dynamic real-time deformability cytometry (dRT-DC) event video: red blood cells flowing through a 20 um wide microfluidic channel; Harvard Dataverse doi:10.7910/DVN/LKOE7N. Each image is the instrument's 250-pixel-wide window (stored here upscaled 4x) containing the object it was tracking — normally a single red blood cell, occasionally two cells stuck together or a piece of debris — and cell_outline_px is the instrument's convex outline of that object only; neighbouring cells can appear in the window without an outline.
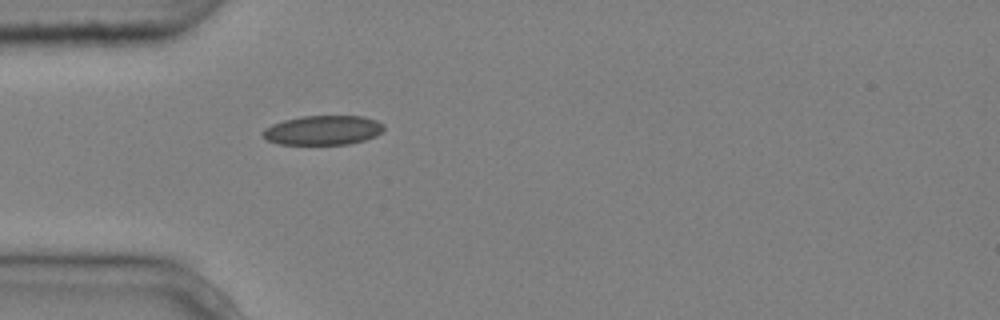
{"species": "common noctule bat (a hibernating species)", "species_latin": "Nyctalus noctula", "temperature_condition": "cold", "stored_images_in_passage": 1, "camera_frame_rate_fps": 3000, "um_per_image_px": 0.085, "animal": {"sex": "male", "body_mass_g": 20.4}, "frame": {"image": 1, "passage_image": 1, "time_ms": 0.0, "image_size_px": [1000, 320], "cell_outline_px": [[384, 128], [376, 136], [364, 140], [348, 144], [280, 144], [268, 140], [264, 136], [264, 128], [272, 124], [284, 120], [304, 116], [360, 116], [376, 120], [384, 124]], "centroid_in_image_um": [27.47, 11.06], "position_along_channel_um": 57.5, "area_um2": 20.52}}